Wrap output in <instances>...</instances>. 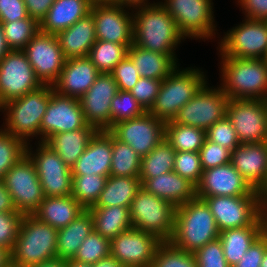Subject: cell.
Masks as SVG:
<instances>
[{
	"instance_id": "6f0895ef",
	"label": "cell",
	"mask_w": 267,
	"mask_h": 267,
	"mask_svg": "<svg viewBox=\"0 0 267 267\" xmlns=\"http://www.w3.org/2000/svg\"><path fill=\"white\" fill-rule=\"evenodd\" d=\"M55 0H24L28 16L39 24L47 15L48 10Z\"/></svg>"
},
{
	"instance_id": "52a82bcc",
	"label": "cell",
	"mask_w": 267,
	"mask_h": 267,
	"mask_svg": "<svg viewBox=\"0 0 267 267\" xmlns=\"http://www.w3.org/2000/svg\"><path fill=\"white\" fill-rule=\"evenodd\" d=\"M175 209L171 203L142 187L130 204V222L135 229L169 241L174 229Z\"/></svg>"
},
{
	"instance_id": "30bf717a",
	"label": "cell",
	"mask_w": 267,
	"mask_h": 267,
	"mask_svg": "<svg viewBox=\"0 0 267 267\" xmlns=\"http://www.w3.org/2000/svg\"><path fill=\"white\" fill-rule=\"evenodd\" d=\"M160 2L188 38L210 39L216 33L212 0H164Z\"/></svg>"
},
{
	"instance_id": "4dcf8cb0",
	"label": "cell",
	"mask_w": 267,
	"mask_h": 267,
	"mask_svg": "<svg viewBox=\"0 0 267 267\" xmlns=\"http://www.w3.org/2000/svg\"><path fill=\"white\" fill-rule=\"evenodd\" d=\"M84 210L71 195L45 197L33 215L58 230L69 225Z\"/></svg>"
},
{
	"instance_id": "7c38bea8",
	"label": "cell",
	"mask_w": 267,
	"mask_h": 267,
	"mask_svg": "<svg viewBox=\"0 0 267 267\" xmlns=\"http://www.w3.org/2000/svg\"><path fill=\"white\" fill-rule=\"evenodd\" d=\"M220 40V56L264 58L267 53V20L244 19Z\"/></svg>"
},
{
	"instance_id": "7a4b0ae2",
	"label": "cell",
	"mask_w": 267,
	"mask_h": 267,
	"mask_svg": "<svg viewBox=\"0 0 267 267\" xmlns=\"http://www.w3.org/2000/svg\"><path fill=\"white\" fill-rule=\"evenodd\" d=\"M215 218L207 203L195 197L175 209L174 229L169 242L194 253L205 244L219 238Z\"/></svg>"
},
{
	"instance_id": "91938a15",
	"label": "cell",
	"mask_w": 267,
	"mask_h": 267,
	"mask_svg": "<svg viewBox=\"0 0 267 267\" xmlns=\"http://www.w3.org/2000/svg\"><path fill=\"white\" fill-rule=\"evenodd\" d=\"M110 2L120 5L122 7H134L133 9L142 8L151 5L148 0H110ZM147 2V3H146Z\"/></svg>"
},
{
	"instance_id": "ab89813d",
	"label": "cell",
	"mask_w": 267,
	"mask_h": 267,
	"mask_svg": "<svg viewBox=\"0 0 267 267\" xmlns=\"http://www.w3.org/2000/svg\"><path fill=\"white\" fill-rule=\"evenodd\" d=\"M108 176L87 174L72 176V194L85 209L94 206L104 189Z\"/></svg>"
},
{
	"instance_id": "7bdbcfd3",
	"label": "cell",
	"mask_w": 267,
	"mask_h": 267,
	"mask_svg": "<svg viewBox=\"0 0 267 267\" xmlns=\"http://www.w3.org/2000/svg\"><path fill=\"white\" fill-rule=\"evenodd\" d=\"M145 112L129 91L118 90L111 102L110 128L118 122L137 118Z\"/></svg>"
},
{
	"instance_id": "a7ac6f4b",
	"label": "cell",
	"mask_w": 267,
	"mask_h": 267,
	"mask_svg": "<svg viewBox=\"0 0 267 267\" xmlns=\"http://www.w3.org/2000/svg\"><path fill=\"white\" fill-rule=\"evenodd\" d=\"M262 234L266 237L267 239V219L265 218L264 220V225H263V231Z\"/></svg>"
},
{
	"instance_id": "5b68a950",
	"label": "cell",
	"mask_w": 267,
	"mask_h": 267,
	"mask_svg": "<svg viewBox=\"0 0 267 267\" xmlns=\"http://www.w3.org/2000/svg\"><path fill=\"white\" fill-rule=\"evenodd\" d=\"M52 85L43 84L22 97L0 107L6 116L4 130L26 145L29 138L40 135V125L51 97ZM4 109V110H3ZM6 112V113H5Z\"/></svg>"
},
{
	"instance_id": "d6a6232c",
	"label": "cell",
	"mask_w": 267,
	"mask_h": 267,
	"mask_svg": "<svg viewBox=\"0 0 267 267\" xmlns=\"http://www.w3.org/2000/svg\"><path fill=\"white\" fill-rule=\"evenodd\" d=\"M93 230L92 215L85 209L69 225L58 229L57 258L73 259L81 243Z\"/></svg>"
},
{
	"instance_id": "ee69618b",
	"label": "cell",
	"mask_w": 267,
	"mask_h": 267,
	"mask_svg": "<svg viewBox=\"0 0 267 267\" xmlns=\"http://www.w3.org/2000/svg\"><path fill=\"white\" fill-rule=\"evenodd\" d=\"M110 255V240L94 230L84 239L73 260L94 264Z\"/></svg>"
},
{
	"instance_id": "3957f363",
	"label": "cell",
	"mask_w": 267,
	"mask_h": 267,
	"mask_svg": "<svg viewBox=\"0 0 267 267\" xmlns=\"http://www.w3.org/2000/svg\"><path fill=\"white\" fill-rule=\"evenodd\" d=\"M223 92L229 99L267 100V63L264 58L221 56Z\"/></svg>"
},
{
	"instance_id": "2644e50d",
	"label": "cell",
	"mask_w": 267,
	"mask_h": 267,
	"mask_svg": "<svg viewBox=\"0 0 267 267\" xmlns=\"http://www.w3.org/2000/svg\"><path fill=\"white\" fill-rule=\"evenodd\" d=\"M264 213H265V218L267 219V202H264Z\"/></svg>"
},
{
	"instance_id": "74e56055",
	"label": "cell",
	"mask_w": 267,
	"mask_h": 267,
	"mask_svg": "<svg viewBox=\"0 0 267 267\" xmlns=\"http://www.w3.org/2000/svg\"><path fill=\"white\" fill-rule=\"evenodd\" d=\"M141 157L112 135L111 176L139 177Z\"/></svg>"
},
{
	"instance_id": "89a4df30",
	"label": "cell",
	"mask_w": 267,
	"mask_h": 267,
	"mask_svg": "<svg viewBox=\"0 0 267 267\" xmlns=\"http://www.w3.org/2000/svg\"><path fill=\"white\" fill-rule=\"evenodd\" d=\"M92 4H99V3H105L109 2L110 0H88Z\"/></svg>"
},
{
	"instance_id": "c3c4849f",
	"label": "cell",
	"mask_w": 267,
	"mask_h": 267,
	"mask_svg": "<svg viewBox=\"0 0 267 267\" xmlns=\"http://www.w3.org/2000/svg\"><path fill=\"white\" fill-rule=\"evenodd\" d=\"M24 214L21 212L0 213V246L10 252L15 244Z\"/></svg>"
},
{
	"instance_id": "5bb4252c",
	"label": "cell",
	"mask_w": 267,
	"mask_h": 267,
	"mask_svg": "<svg viewBox=\"0 0 267 267\" xmlns=\"http://www.w3.org/2000/svg\"><path fill=\"white\" fill-rule=\"evenodd\" d=\"M226 117L241 144L267 141V100L230 99Z\"/></svg>"
},
{
	"instance_id": "8992f818",
	"label": "cell",
	"mask_w": 267,
	"mask_h": 267,
	"mask_svg": "<svg viewBox=\"0 0 267 267\" xmlns=\"http://www.w3.org/2000/svg\"><path fill=\"white\" fill-rule=\"evenodd\" d=\"M177 68L162 80L155 102L148 111L165 123L172 121L207 82L204 72L198 68L189 67L181 71Z\"/></svg>"
},
{
	"instance_id": "681fc988",
	"label": "cell",
	"mask_w": 267,
	"mask_h": 267,
	"mask_svg": "<svg viewBox=\"0 0 267 267\" xmlns=\"http://www.w3.org/2000/svg\"><path fill=\"white\" fill-rule=\"evenodd\" d=\"M194 255L198 267H229L219 238L196 250Z\"/></svg>"
},
{
	"instance_id": "e0dca14e",
	"label": "cell",
	"mask_w": 267,
	"mask_h": 267,
	"mask_svg": "<svg viewBox=\"0 0 267 267\" xmlns=\"http://www.w3.org/2000/svg\"><path fill=\"white\" fill-rule=\"evenodd\" d=\"M23 51L41 83L53 85L66 62L56 34L39 31Z\"/></svg>"
},
{
	"instance_id": "277c9868",
	"label": "cell",
	"mask_w": 267,
	"mask_h": 267,
	"mask_svg": "<svg viewBox=\"0 0 267 267\" xmlns=\"http://www.w3.org/2000/svg\"><path fill=\"white\" fill-rule=\"evenodd\" d=\"M58 230L26 214L11 250V267H31L57 257Z\"/></svg>"
},
{
	"instance_id": "f907efd6",
	"label": "cell",
	"mask_w": 267,
	"mask_h": 267,
	"mask_svg": "<svg viewBox=\"0 0 267 267\" xmlns=\"http://www.w3.org/2000/svg\"><path fill=\"white\" fill-rule=\"evenodd\" d=\"M203 170L231 162V151L219 144L205 139L199 151Z\"/></svg>"
},
{
	"instance_id": "7dc6e473",
	"label": "cell",
	"mask_w": 267,
	"mask_h": 267,
	"mask_svg": "<svg viewBox=\"0 0 267 267\" xmlns=\"http://www.w3.org/2000/svg\"><path fill=\"white\" fill-rule=\"evenodd\" d=\"M206 139L229 149L231 152L241 144L227 117L217 121L206 131Z\"/></svg>"
},
{
	"instance_id": "f5cc1de1",
	"label": "cell",
	"mask_w": 267,
	"mask_h": 267,
	"mask_svg": "<svg viewBox=\"0 0 267 267\" xmlns=\"http://www.w3.org/2000/svg\"><path fill=\"white\" fill-rule=\"evenodd\" d=\"M118 89L122 91H131L138 80L141 78L138 74V68L134 66L133 61L127 55L111 72Z\"/></svg>"
},
{
	"instance_id": "60d3db41",
	"label": "cell",
	"mask_w": 267,
	"mask_h": 267,
	"mask_svg": "<svg viewBox=\"0 0 267 267\" xmlns=\"http://www.w3.org/2000/svg\"><path fill=\"white\" fill-rule=\"evenodd\" d=\"M1 23L5 39L11 50H23L40 31V24L30 17Z\"/></svg>"
},
{
	"instance_id": "9c48e42d",
	"label": "cell",
	"mask_w": 267,
	"mask_h": 267,
	"mask_svg": "<svg viewBox=\"0 0 267 267\" xmlns=\"http://www.w3.org/2000/svg\"><path fill=\"white\" fill-rule=\"evenodd\" d=\"M207 84L206 82L193 98L177 112L172 122L207 131L217 121L226 117L230 99L220 85L212 89Z\"/></svg>"
},
{
	"instance_id": "753ad0ef",
	"label": "cell",
	"mask_w": 267,
	"mask_h": 267,
	"mask_svg": "<svg viewBox=\"0 0 267 267\" xmlns=\"http://www.w3.org/2000/svg\"><path fill=\"white\" fill-rule=\"evenodd\" d=\"M264 60L267 63V53H266V56L264 57Z\"/></svg>"
},
{
	"instance_id": "ac0fdd59",
	"label": "cell",
	"mask_w": 267,
	"mask_h": 267,
	"mask_svg": "<svg viewBox=\"0 0 267 267\" xmlns=\"http://www.w3.org/2000/svg\"><path fill=\"white\" fill-rule=\"evenodd\" d=\"M162 242L157 236L132 227L110 241V255L125 267H150Z\"/></svg>"
},
{
	"instance_id": "cb8c5ba5",
	"label": "cell",
	"mask_w": 267,
	"mask_h": 267,
	"mask_svg": "<svg viewBox=\"0 0 267 267\" xmlns=\"http://www.w3.org/2000/svg\"><path fill=\"white\" fill-rule=\"evenodd\" d=\"M100 72L88 57L66 59L52 87L60 95L80 99L93 85Z\"/></svg>"
},
{
	"instance_id": "9a60e30c",
	"label": "cell",
	"mask_w": 267,
	"mask_h": 267,
	"mask_svg": "<svg viewBox=\"0 0 267 267\" xmlns=\"http://www.w3.org/2000/svg\"><path fill=\"white\" fill-rule=\"evenodd\" d=\"M42 85L23 50H11L0 61V107Z\"/></svg>"
},
{
	"instance_id": "484cf974",
	"label": "cell",
	"mask_w": 267,
	"mask_h": 267,
	"mask_svg": "<svg viewBox=\"0 0 267 267\" xmlns=\"http://www.w3.org/2000/svg\"><path fill=\"white\" fill-rule=\"evenodd\" d=\"M56 36L66 59L87 57L96 42L93 15L88 13L72 26L58 32Z\"/></svg>"
},
{
	"instance_id": "603a6c76",
	"label": "cell",
	"mask_w": 267,
	"mask_h": 267,
	"mask_svg": "<svg viewBox=\"0 0 267 267\" xmlns=\"http://www.w3.org/2000/svg\"><path fill=\"white\" fill-rule=\"evenodd\" d=\"M231 163L250 186L262 194L267 190V141L238 145Z\"/></svg>"
},
{
	"instance_id": "8fae6325",
	"label": "cell",
	"mask_w": 267,
	"mask_h": 267,
	"mask_svg": "<svg viewBox=\"0 0 267 267\" xmlns=\"http://www.w3.org/2000/svg\"><path fill=\"white\" fill-rule=\"evenodd\" d=\"M210 208L219 232L251 225L263 212V196H210Z\"/></svg>"
},
{
	"instance_id": "8d00e7d4",
	"label": "cell",
	"mask_w": 267,
	"mask_h": 267,
	"mask_svg": "<svg viewBox=\"0 0 267 267\" xmlns=\"http://www.w3.org/2000/svg\"><path fill=\"white\" fill-rule=\"evenodd\" d=\"M176 151L164 139L148 155L141 157L139 178L142 184L148 178L173 171Z\"/></svg>"
},
{
	"instance_id": "44dd1931",
	"label": "cell",
	"mask_w": 267,
	"mask_h": 267,
	"mask_svg": "<svg viewBox=\"0 0 267 267\" xmlns=\"http://www.w3.org/2000/svg\"><path fill=\"white\" fill-rule=\"evenodd\" d=\"M210 196H263L254 190L231 162L203 170L196 197L204 199Z\"/></svg>"
},
{
	"instance_id": "6da1fadb",
	"label": "cell",
	"mask_w": 267,
	"mask_h": 267,
	"mask_svg": "<svg viewBox=\"0 0 267 267\" xmlns=\"http://www.w3.org/2000/svg\"><path fill=\"white\" fill-rule=\"evenodd\" d=\"M184 38L175 20L159 2L138 8L133 14V44L136 46L176 56L174 52Z\"/></svg>"
},
{
	"instance_id": "4fadbf2b",
	"label": "cell",
	"mask_w": 267,
	"mask_h": 267,
	"mask_svg": "<svg viewBox=\"0 0 267 267\" xmlns=\"http://www.w3.org/2000/svg\"><path fill=\"white\" fill-rule=\"evenodd\" d=\"M30 143L26 145V153L33 160L39 181L45 197L68 196L72 194V173L59 155L39 142L36 152L32 151ZM34 152V153H33Z\"/></svg>"
},
{
	"instance_id": "be15d7a7",
	"label": "cell",
	"mask_w": 267,
	"mask_h": 267,
	"mask_svg": "<svg viewBox=\"0 0 267 267\" xmlns=\"http://www.w3.org/2000/svg\"><path fill=\"white\" fill-rule=\"evenodd\" d=\"M11 51L3 31L2 23L0 22V61Z\"/></svg>"
},
{
	"instance_id": "680465c9",
	"label": "cell",
	"mask_w": 267,
	"mask_h": 267,
	"mask_svg": "<svg viewBox=\"0 0 267 267\" xmlns=\"http://www.w3.org/2000/svg\"><path fill=\"white\" fill-rule=\"evenodd\" d=\"M2 212H18L14 205L12 196L7 190L4 181L0 179V213Z\"/></svg>"
},
{
	"instance_id": "f546056e",
	"label": "cell",
	"mask_w": 267,
	"mask_h": 267,
	"mask_svg": "<svg viewBox=\"0 0 267 267\" xmlns=\"http://www.w3.org/2000/svg\"><path fill=\"white\" fill-rule=\"evenodd\" d=\"M98 130L91 125L75 131L57 133L48 137L44 143L54 150L62 161L72 167L83 154L90 140Z\"/></svg>"
},
{
	"instance_id": "94428289",
	"label": "cell",
	"mask_w": 267,
	"mask_h": 267,
	"mask_svg": "<svg viewBox=\"0 0 267 267\" xmlns=\"http://www.w3.org/2000/svg\"><path fill=\"white\" fill-rule=\"evenodd\" d=\"M92 267H125L117 259L109 255L106 258L99 260L97 263L92 264Z\"/></svg>"
},
{
	"instance_id": "ba28073f",
	"label": "cell",
	"mask_w": 267,
	"mask_h": 267,
	"mask_svg": "<svg viewBox=\"0 0 267 267\" xmlns=\"http://www.w3.org/2000/svg\"><path fill=\"white\" fill-rule=\"evenodd\" d=\"M18 212L33 214L45 199L33 160L26 153L3 179Z\"/></svg>"
},
{
	"instance_id": "b9f144b4",
	"label": "cell",
	"mask_w": 267,
	"mask_h": 267,
	"mask_svg": "<svg viewBox=\"0 0 267 267\" xmlns=\"http://www.w3.org/2000/svg\"><path fill=\"white\" fill-rule=\"evenodd\" d=\"M150 267H198L194 253L181 250L163 241L154 254Z\"/></svg>"
},
{
	"instance_id": "836d02e7",
	"label": "cell",
	"mask_w": 267,
	"mask_h": 267,
	"mask_svg": "<svg viewBox=\"0 0 267 267\" xmlns=\"http://www.w3.org/2000/svg\"><path fill=\"white\" fill-rule=\"evenodd\" d=\"M141 188L142 182L139 177L110 175L98 200L92 207L123 206L129 208Z\"/></svg>"
},
{
	"instance_id": "f1b7e54d",
	"label": "cell",
	"mask_w": 267,
	"mask_h": 267,
	"mask_svg": "<svg viewBox=\"0 0 267 267\" xmlns=\"http://www.w3.org/2000/svg\"><path fill=\"white\" fill-rule=\"evenodd\" d=\"M88 0H55L40 23V31L57 34L90 13Z\"/></svg>"
},
{
	"instance_id": "bcb514c9",
	"label": "cell",
	"mask_w": 267,
	"mask_h": 267,
	"mask_svg": "<svg viewBox=\"0 0 267 267\" xmlns=\"http://www.w3.org/2000/svg\"><path fill=\"white\" fill-rule=\"evenodd\" d=\"M173 171L196 187L203 172L199 152H176Z\"/></svg>"
},
{
	"instance_id": "11a10c76",
	"label": "cell",
	"mask_w": 267,
	"mask_h": 267,
	"mask_svg": "<svg viewBox=\"0 0 267 267\" xmlns=\"http://www.w3.org/2000/svg\"><path fill=\"white\" fill-rule=\"evenodd\" d=\"M28 17L24 0H0V22L18 21Z\"/></svg>"
},
{
	"instance_id": "f35d334b",
	"label": "cell",
	"mask_w": 267,
	"mask_h": 267,
	"mask_svg": "<svg viewBox=\"0 0 267 267\" xmlns=\"http://www.w3.org/2000/svg\"><path fill=\"white\" fill-rule=\"evenodd\" d=\"M128 48L125 44L96 40L87 57L100 73H111L128 55Z\"/></svg>"
},
{
	"instance_id": "d590c367",
	"label": "cell",
	"mask_w": 267,
	"mask_h": 267,
	"mask_svg": "<svg viewBox=\"0 0 267 267\" xmlns=\"http://www.w3.org/2000/svg\"><path fill=\"white\" fill-rule=\"evenodd\" d=\"M206 139V131L197 127L165 123V140L176 152H199Z\"/></svg>"
},
{
	"instance_id": "2e32d148",
	"label": "cell",
	"mask_w": 267,
	"mask_h": 267,
	"mask_svg": "<svg viewBox=\"0 0 267 267\" xmlns=\"http://www.w3.org/2000/svg\"><path fill=\"white\" fill-rule=\"evenodd\" d=\"M108 131L143 157L165 139V122L145 112L137 118L118 122Z\"/></svg>"
},
{
	"instance_id": "816d5d0a",
	"label": "cell",
	"mask_w": 267,
	"mask_h": 267,
	"mask_svg": "<svg viewBox=\"0 0 267 267\" xmlns=\"http://www.w3.org/2000/svg\"><path fill=\"white\" fill-rule=\"evenodd\" d=\"M161 82L162 80L141 77L129 91L146 112L153 106Z\"/></svg>"
},
{
	"instance_id": "d4e9b609",
	"label": "cell",
	"mask_w": 267,
	"mask_h": 267,
	"mask_svg": "<svg viewBox=\"0 0 267 267\" xmlns=\"http://www.w3.org/2000/svg\"><path fill=\"white\" fill-rule=\"evenodd\" d=\"M112 159V134L99 130L90 140L83 154L71 167L72 176L93 175L110 176Z\"/></svg>"
},
{
	"instance_id": "d6986e66",
	"label": "cell",
	"mask_w": 267,
	"mask_h": 267,
	"mask_svg": "<svg viewBox=\"0 0 267 267\" xmlns=\"http://www.w3.org/2000/svg\"><path fill=\"white\" fill-rule=\"evenodd\" d=\"M87 125L79 99L51 91L48 107L40 125L41 142L57 133L75 131Z\"/></svg>"
},
{
	"instance_id": "8c879c8a",
	"label": "cell",
	"mask_w": 267,
	"mask_h": 267,
	"mask_svg": "<svg viewBox=\"0 0 267 267\" xmlns=\"http://www.w3.org/2000/svg\"><path fill=\"white\" fill-rule=\"evenodd\" d=\"M263 202H267V190H266V192L263 194Z\"/></svg>"
},
{
	"instance_id": "03108f58",
	"label": "cell",
	"mask_w": 267,
	"mask_h": 267,
	"mask_svg": "<svg viewBox=\"0 0 267 267\" xmlns=\"http://www.w3.org/2000/svg\"><path fill=\"white\" fill-rule=\"evenodd\" d=\"M66 267H92V264L81 263L73 259L66 260Z\"/></svg>"
},
{
	"instance_id": "f6af8a7d",
	"label": "cell",
	"mask_w": 267,
	"mask_h": 267,
	"mask_svg": "<svg viewBox=\"0 0 267 267\" xmlns=\"http://www.w3.org/2000/svg\"><path fill=\"white\" fill-rule=\"evenodd\" d=\"M26 154V144L0 128V179Z\"/></svg>"
},
{
	"instance_id": "e575fe53",
	"label": "cell",
	"mask_w": 267,
	"mask_h": 267,
	"mask_svg": "<svg viewBox=\"0 0 267 267\" xmlns=\"http://www.w3.org/2000/svg\"><path fill=\"white\" fill-rule=\"evenodd\" d=\"M88 210L93 218L94 231L110 241L132 228L128 207H91Z\"/></svg>"
},
{
	"instance_id": "003e7915",
	"label": "cell",
	"mask_w": 267,
	"mask_h": 267,
	"mask_svg": "<svg viewBox=\"0 0 267 267\" xmlns=\"http://www.w3.org/2000/svg\"><path fill=\"white\" fill-rule=\"evenodd\" d=\"M261 267H267V249L264 253V256H263V259H262V262H261Z\"/></svg>"
},
{
	"instance_id": "4316f807",
	"label": "cell",
	"mask_w": 267,
	"mask_h": 267,
	"mask_svg": "<svg viewBox=\"0 0 267 267\" xmlns=\"http://www.w3.org/2000/svg\"><path fill=\"white\" fill-rule=\"evenodd\" d=\"M142 187L175 207L185 204L196 197V187L174 171L148 178L142 184Z\"/></svg>"
},
{
	"instance_id": "db71d44e",
	"label": "cell",
	"mask_w": 267,
	"mask_h": 267,
	"mask_svg": "<svg viewBox=\"0 0 267 267\" xmlns=\"http://www.w3.org/2000/svg\"><path fill=\"white\" fill-rule=\"evenodd\" d=\"M267 249V239L261 234L249 247L241 260L233 267H261L264 253Z\"/></svg>"
},
{
	"instance_id": "83f0119b",
	"label": "cell",
	"mask_w": 267,
	"mask_h": 267,
	"mask_svg": "<svg viewBox=\"0 0 267 267\" xmlns=\"http://www.w3.org/2000/svg\"><path fill=\"white\" fill-rule=\"evenodd\" d=\"M264 220L265 213L263 212L251 225L220 232L219 240L229 267L235 266L252 243L262 234Z\"/></svg>"
},
{
	"instance_id": "1f68e13d",
	"label": "cell",
	"mask_w": 267,
	"mask_h": 267,
	"mask_svg": "<svg viewBox=\"0 0 267 267\" xmlns=\"http://www.w3.org/2000/svg\"><path fill=\"white\" fill-rule=\"evenodd\" d=\"M128 56L138 68L140 77L164 80L177 68V57L146 50L132 44Z\"/></svg>"
},
{
	"instance_id": "ffe728a7",
	"label": "cell",
	"mask_w": 267,
	"mask_h": 267,
	"mask_svg": "<svg viewBox=\"0 0 267 267\" xmlns=\"http://www.w3.org/2000/svg\"><path fill=\"white\" fill-rule=\"evenodd\" d=\"M90 13L95 22L96 40L133 44V13L112 2L92 4Z\"/></svg>"
},
{
	"instance_id": "6125c7cd",
	"label": "cell",
	"mask_w": 267,
	"mask_h": 267,
	"mask_svg": "<svg viewBox=\"0 0 267 267\" xmlns=\"http://www.w3.org/2000/svg\"><path fill=\"white\" fill-rule=\"evenodd\" d=\"M31 267H66V260L55 257L49 260L42 261Z\"/></svg>"
},
{
	"instance_id": "7402d4cb",
	"label": "cell",
	"mask_w": 267,
	"mask_h": 267,
	"mask_svg": "<svg viewBox=\"0 0 267 267\" xmlns=\"http://www.w3.org/2000/svg\"><path fill=\"white\" fill-rule=\"evenodd\" d=\"M118 86L111 73H100L89 90L79 99L85 121L99 130L110 129V108Z\"/></svg>"
},
{
	"instance_id": "e7e4bbea",
	"label": "cell",
	"mask_w": 267,
	"mask_h": 267,
	"mask_svg": "<svg viewBox=\"0 0 267 267\" xmlns=\"http://www.w3.org/2000/svg\"><path fill=\"white\" fill-rule=\"evenodd\" d=\"M0 267H11V252L0 246Z\"/></svg>"
},
{
	"instance_id": "9f6ffc18",
	"label": "cell",
	"mask_w": 267,
	"mask_h": 267,
	"mask_svg": "<svg viewBox=\"0 0 267 267\" xmlns=\"http://www.w3.org/2000/svg\"><path fill=\"white\" fill-rule=\"evenodd\" d=\"M238 5L246 19L267 20V0H238Z\"/></svg>"
}]
</instances>
